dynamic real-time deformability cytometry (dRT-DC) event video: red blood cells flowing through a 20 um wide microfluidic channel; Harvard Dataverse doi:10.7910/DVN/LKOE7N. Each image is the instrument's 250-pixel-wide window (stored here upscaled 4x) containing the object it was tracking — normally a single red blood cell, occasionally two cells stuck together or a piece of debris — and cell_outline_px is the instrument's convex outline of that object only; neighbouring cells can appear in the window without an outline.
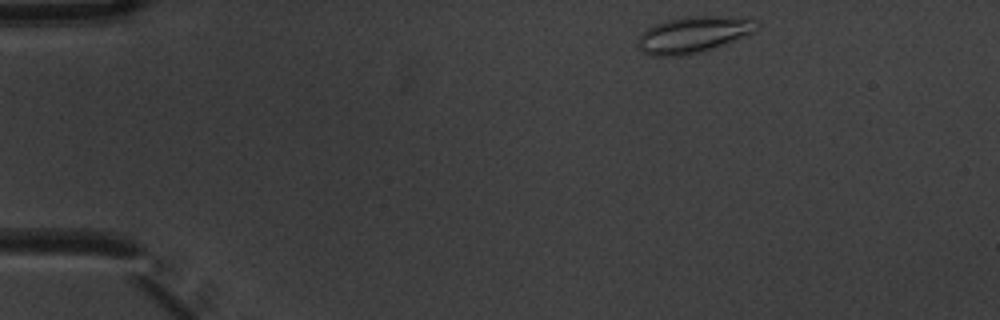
{"species": "common noctule bat (a hibernating species)", "species_latin": "Nyctalus noctula", "temperature_condition": "warm", "stored_images_in_passage": 4, "camera_frame_rate_fps": 3000, "um_per_image_px": 0.085, "animal": {"sex": "male", "body_mass_g": 20.1, "forearm_length_mm": 53.5}, "frame": {"image": 1, "passage_image": 1, "time_ms": 0.0, "image_size_px": [1000, 320], "cell_outline_px": [[760, 28], [756, 32], [696, 52], [680, 56], [648, 56], [640, 48], [640, 36], [648, 28], [656, 24], [668, 20], [688, 16], [716, 16], [756, 20], [760, 24]], "centroid_in_image_um": [58.95, 2.93], "position_along_channel_um": 26.0, "area_um2": 24.33}}
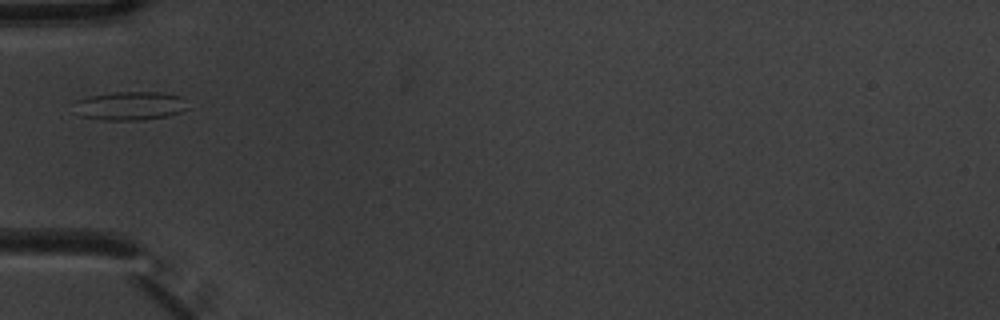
{"frame": {"image": 2, "passage_image": 3, "time_ms": 0.667, "image_size_px": [1000, 320], "cell_outline_px": [[188, 108], [180, 112], [168, 116], [140, 120], [104, 120], [80, 116], [76, 100], [88, 96], [116, 92], [160, 92], [184, 96]], "centroid_in_image_um": [11.13, 8.99], "position_along_channel_um": 73.9, "area_um2": 18.9}}
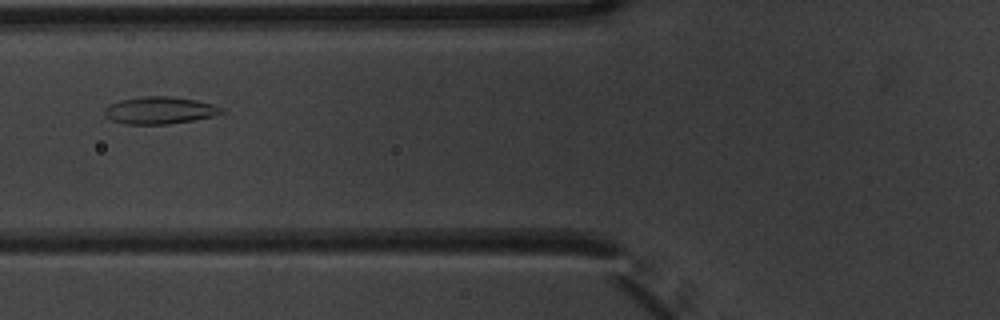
{"frame": {"image": 3, "passage_image": 4, "time_ms": 1.0, "image_size_px": [1000, 320], "cell_outline_px": [[228, 112], [216, 116], [168, 124], [124, 124], [112, 120], [104, 116], [104, 108], [120, 100], [148, 96], [172, 96], [196, 100], [212, 104], [224, 108]], "centroid_in_image_um": [13.63, 9.38], "position_along_channel_um": 112.2, "area_um2": 18.67}}